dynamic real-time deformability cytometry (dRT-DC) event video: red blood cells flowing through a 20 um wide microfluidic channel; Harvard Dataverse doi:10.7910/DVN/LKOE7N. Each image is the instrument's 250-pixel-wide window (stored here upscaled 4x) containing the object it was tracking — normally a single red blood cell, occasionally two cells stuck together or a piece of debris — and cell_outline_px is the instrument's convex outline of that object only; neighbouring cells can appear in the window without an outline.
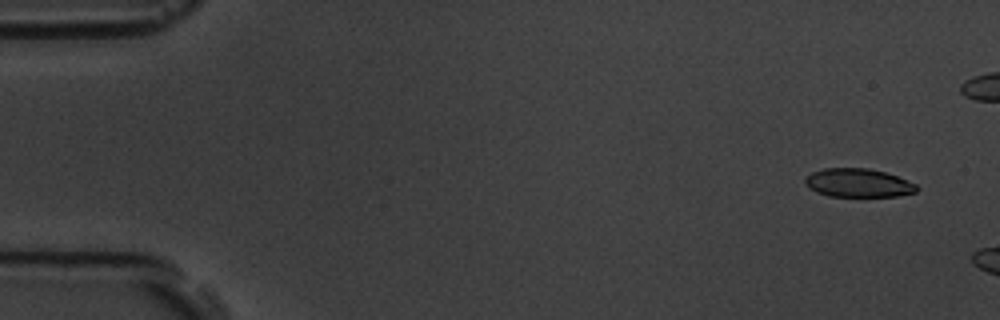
{"species": "common noctule bat (a hibernating species)", "species_latin": "Nyctalus noctula", "temperature_condition": "room temperature", "stored_images_in_passage": 6, "camera_frame_rate_fps": 3000, "um_per_image_px": 0.085, "animal": {"sex": "male", "body_mass_g": 19.5, "forearm_length_mm": 54.6}, "frame": {"image": 1, "passage_image": 2, "time_ms": 1.0, "image_size_px": [1000, 320], "cell_outline_px": [[920, 188], [916, 192], [896, 196], [828, 196], [816, 192], [808, 188], [804, 184], [804, 180], [812, 172], [824, 168], [868, 168], [884, 172], [896, 176], [916, 184]], "centroid_in_image_um": [72.92, 15.55], "position_along_channel_um": 12.1, "area_um2": 18.55}}